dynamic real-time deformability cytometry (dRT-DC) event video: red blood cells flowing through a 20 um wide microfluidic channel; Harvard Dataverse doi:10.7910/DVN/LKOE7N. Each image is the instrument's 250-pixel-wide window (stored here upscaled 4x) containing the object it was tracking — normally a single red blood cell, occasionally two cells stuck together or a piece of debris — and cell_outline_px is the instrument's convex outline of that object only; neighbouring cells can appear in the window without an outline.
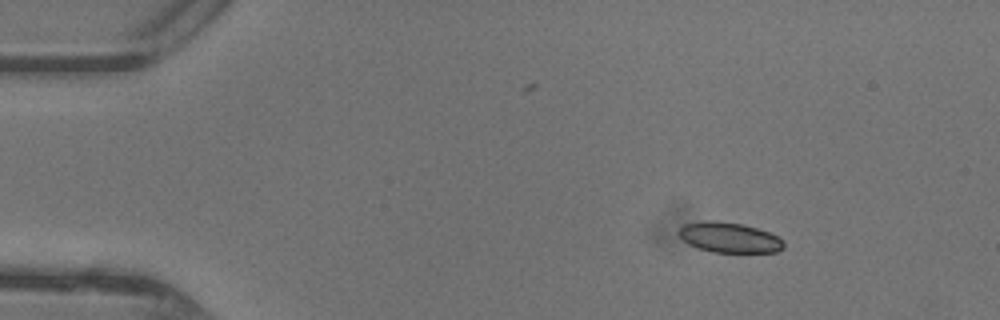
{"species": "common noctule bat (a hibernating species)", "species_latin": "Nyctalus noctula", "temperature_condition": "warm", "stored_images_in_passage": 42, "camera_frame_rate_fps": 3000, "um_per_image_px": 0.085, "animal": {"sex": "female"}, "frame": {"image": 1, "passage_image": 1, "time_ms": 0.0, "image_size_px": [1000, 320], "cell_outline_px": [[784, 248], [776, 252], [712, 252], [688, 244], [676, 232], [684, 224], [700, 220], [712, 220], [744, 224], [768, 232], [784, 240]], "centroid_in_image_um": [61.97, 20.17], "position_along_channel_um": 23.0, "area_um2": 18.55}}
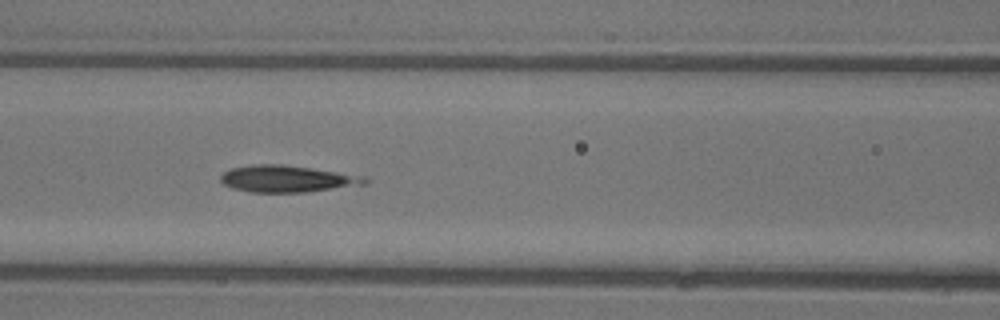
{"frame": {"image": 2, "passage_image": 15, "time_ms": 4.667, "image_size_px": [1000, 320], "cell_outline_px": [[368, 184], [304, 192], [252, 192], [232, 188], [224, 184], [220, 180], [220, 176], [224, 172], [232, 168], [252, 164], [284, 164], [368, 176]], "centroid_in_image_um": [24.44, 15.19], "position_along_channel_um": 142.2, "area_um2": 22.6}}
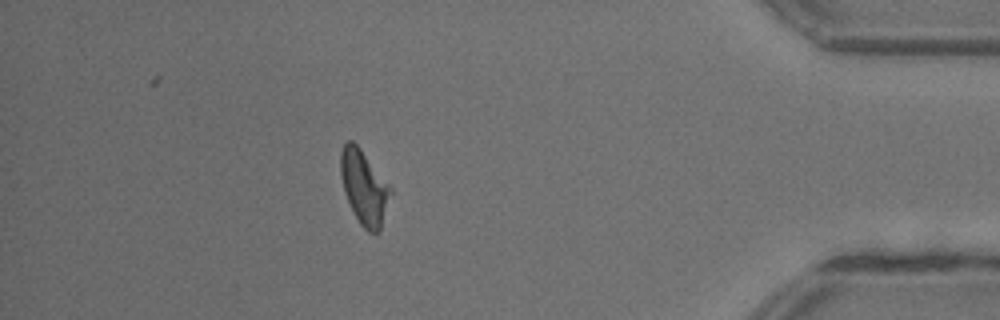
{"frame": {"image": 3, "passage_image": 36, "time_ms": 11.667, "image_size_px": [1000, 320], "cell_outline_px": [[392, 192], [380, 232], [368, 232], [360, 224], [344, 192], [340, 172], [340, 152], [344, 144], [348, 140], [352, 140], [360, 148], [392, 188]], "centroid_in_image_um": [30.95, 15.92], "position_along_channel_um": 404.2, "area_um2": 21.39}}